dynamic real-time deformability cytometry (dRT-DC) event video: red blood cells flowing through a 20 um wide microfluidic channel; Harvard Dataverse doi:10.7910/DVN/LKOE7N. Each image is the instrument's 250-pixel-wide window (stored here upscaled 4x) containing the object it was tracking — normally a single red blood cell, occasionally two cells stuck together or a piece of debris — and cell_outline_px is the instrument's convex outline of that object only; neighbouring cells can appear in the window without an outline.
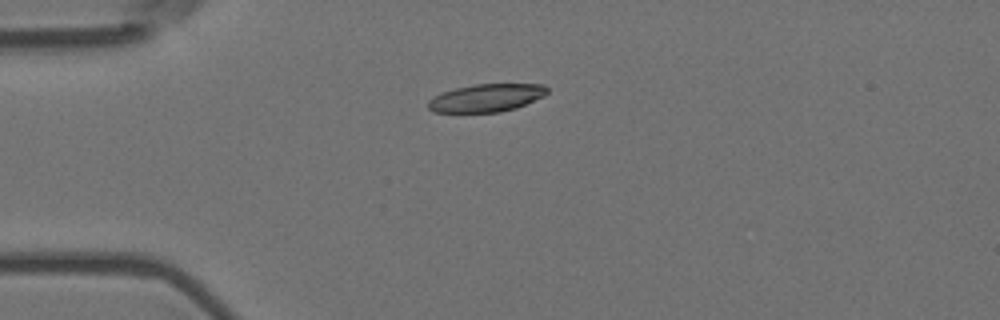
{"species": "Egyptian fruit bat (a non-hibernating species)", "species_latin": "Rousettus aegyptiacus", "temperature_condition": "room temperature", "stored_images_in_passage": 7, "camera_frame_rate_fps": 3000, "um_per_image_px": 0.085, "animal": {"sex": "female"}, "frame": {"image": 1, "passage_image": 1, "time_ms": 0.0, "image_size_px": [1000, 320], "cell_outline_px": [[548, 92], [544, 96], [516, 108], [500, 112], [432, 112], [428, 108], [428, 100], [440, 92], [456, 88], [476, 84], [544, 84], [548, 88]], "centroid_in_image_um": [41.33, 8.32], "position_along_channel_um": 43.7, "area_um2": 19.36}}
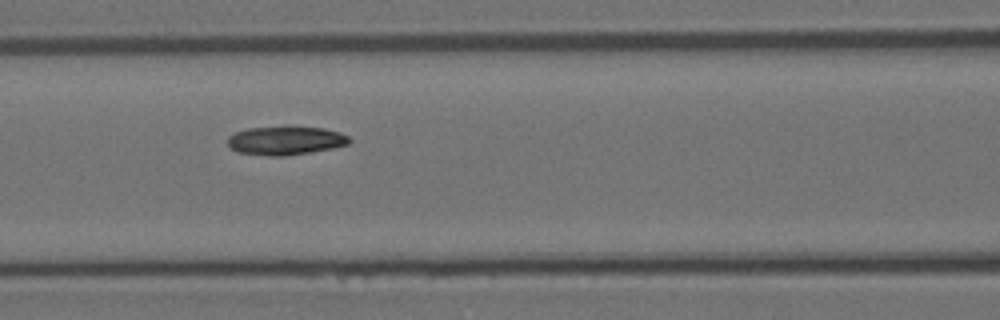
{"frame": {"image": 2, "passage_image": 4, "time_ms": 1.0, "image_size_px": [1000, 320], "cell_outline_px": [[352, 140], [348, 144], [332, 148], [312, 152], [284, 156], [268, 156], [236, 152], [228, 144], [228, 136], [236, 132], [248, 128], [324, 128], [340, 132], [348, 136]], "centroid_in_image_um": [24.28, 11.97], "position_along_channel_um": 142.3, "area_um2": 19.94}}
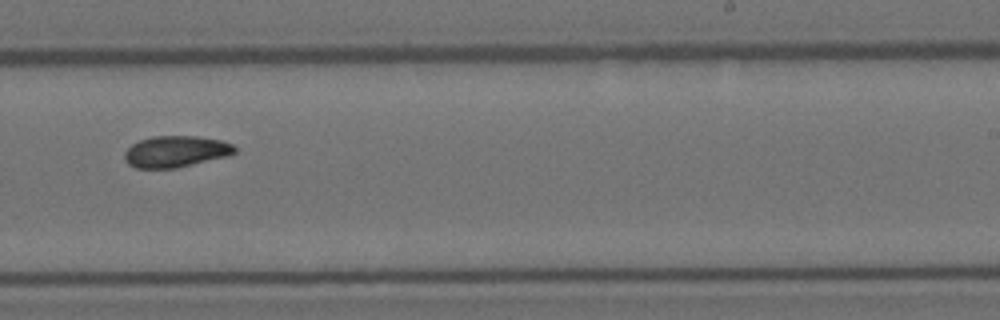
{"frame": {"image": 3, "passage_image": 7, "time_ms": 2.0, "image_size_px": [1000, 320], "cell_outline_px": [[236, 152], [228, 156], [176, 168], [136, 168], [128, 164], [124, 156], [124, 152], [132, 144], [140, 140], [152, 136], [196, 136], [220, 140], [232, 144], [236, 148]], "centroid_in_image_um": [14.94, 12.88], "position_along_channel_um": 274.1, "area_um2": 20.11}}